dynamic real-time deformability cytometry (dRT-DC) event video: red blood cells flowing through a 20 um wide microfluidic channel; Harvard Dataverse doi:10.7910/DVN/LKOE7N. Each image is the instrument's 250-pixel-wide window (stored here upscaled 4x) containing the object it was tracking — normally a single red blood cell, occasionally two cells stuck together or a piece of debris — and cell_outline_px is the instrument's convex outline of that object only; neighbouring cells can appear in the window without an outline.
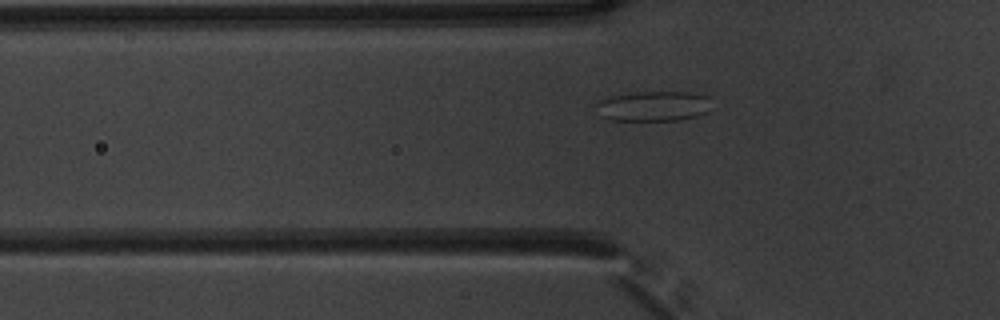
{"species": "common noctule bat (a hibernating species)", "species_latin": "Nyctalus noctula", "temperature_condition": "warm", "stored_images_in_passage": 44, "camera_frame_rate_fps": 3000, "um_per_image_px": 0.085, "animal": {"sex": "male", "body_mass_g": 20.1, "forearm_length_mm": 53.5}, "frame": {"image": 1, "passage_image": 9, "time_ms": 2.667, "image_size_px": [1000, 320], "cell_outline_px": [[708, 96], [704, 112], [696, 116], [680, 120], [608, 120], [600, 116], [596, 104], [600, 100], [612, 96], [640, 92], [688, 92]], "centroid_in_image_um": [55.46, 9.03], "position_along_channel_um": 70.3, "area_um2": 19.71}}
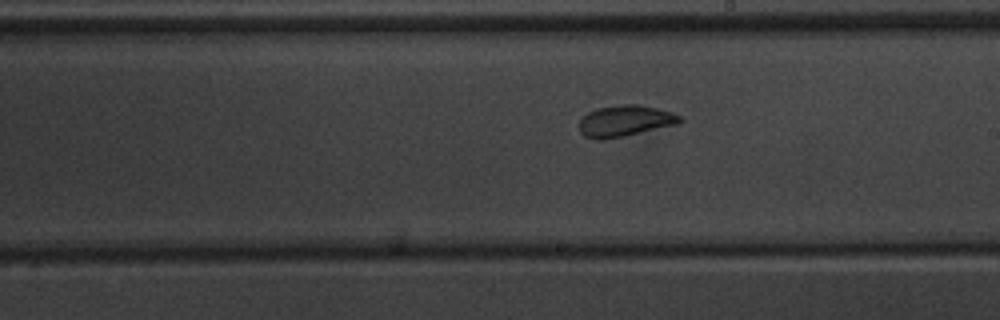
{"frame": {"image": 2, "passage_image": 22, "time_ms": 7.0, "image_size_px": [1000, 320], "cell_outline_px": [[684, 120], [676, 124], [624, 136], [604, 140], [596, 140], [584, 136], [580, 132], [580, 120], [588, 112], [596, 108], [620, 104], [640, 104], [672, 112], [680, 116]], "centroid_in_image_um": [53.11, 10.27], "position_along_channel_um": 235.9, "area_um2": 18.32}}
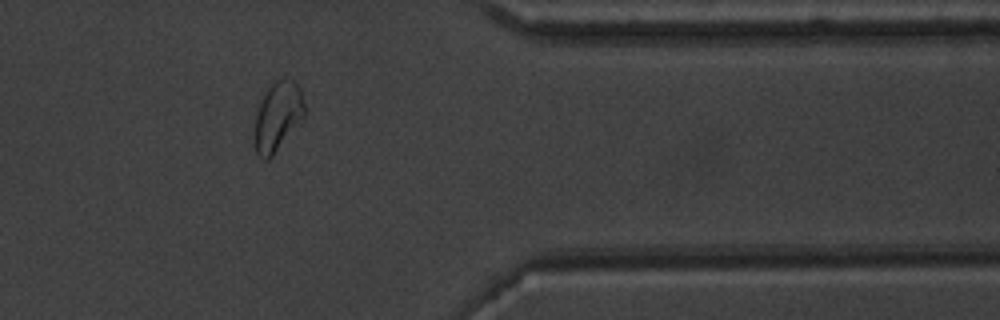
{"frame": {"image": 3, "passage_image": 35, "time_ms": 11.333, "image_size_px": [1000, 320], "cell_outline_px": [[304, 116], [272, 156], [268, 160], [264, 160], [256, 152], [256, 116], [260, 104], [272, 80], [292, 80], [300, 88], [304, 104]], "centroid_in_image_um": [23.61, 9.88], "position_along_channel_um": 387.8, "area_um2": 19.31}, "authors_computed_cell_mechanics": {"area_um2": 18.8717, "velocity_mm_per_s": 3.8185, "shape_relaxation_time_tau1_ms": 10.1549, "shape_relaxation_time_tau2_ms": 0.9122, "deformation_change_tau1": 0.1854, "deformation_change_tau2": 0.0645}}